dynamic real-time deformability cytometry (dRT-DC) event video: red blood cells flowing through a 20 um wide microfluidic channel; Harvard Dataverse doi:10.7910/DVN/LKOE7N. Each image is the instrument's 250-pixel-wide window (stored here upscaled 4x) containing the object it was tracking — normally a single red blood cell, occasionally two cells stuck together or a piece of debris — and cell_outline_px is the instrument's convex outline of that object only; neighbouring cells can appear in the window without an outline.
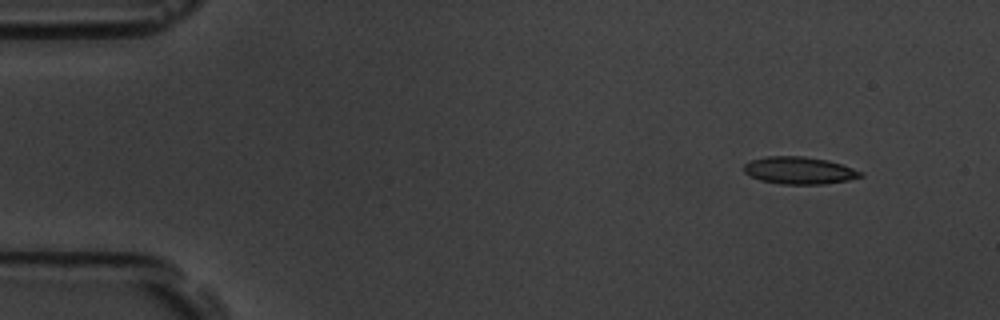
{"species": "common noctule bat (a hibernating species)", "species_latin": "Nyctalus noctula", "temperature_condition": "room temperature", "stored_images_in_passage": 4, "camera_frame_rate_fps": 3000, "um_per_image_px": 0.085, "animal": {"sex": "male", "body_mass_g": 19.5, "forearm_length_mm": 54.6}, "frame": {"image": 1, "passage_image": 1, "time_ms": 0.0, "image_size_px": [1000, 320], "cell_outline_px": [[864, 176], [848, 180], [824, 184], [780, 184], [760, 180], [748, 176], [744, 172], [744, 164], [752, 160], [764, 156], [804, 156], [828, 160], [864, 172]], "centroid_in_image_um": [67.92, 14.49], "position_along_channel_um": 17.1, "area_um2": 18.67}}
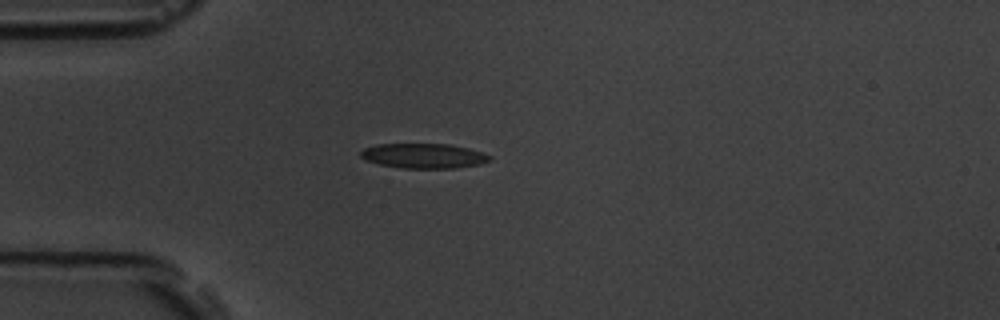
{"frame": {"image": 2, "passage_image": 4, "time_ms": 3.333, "image_size_px": [1000, 320], "cell_outline_px": [[492, 160], [480, 164], [456, 168], [404, 168], [380, 164], [364, 160], [360, 156], [360, 152], [364, 148], [376, 144], [448, 144], [468, 148], [492, 156]], "centroid_in_image_um": [36.01, 13.25], "position_along_channel_um": 49.0, "area_um2": 18.67}}